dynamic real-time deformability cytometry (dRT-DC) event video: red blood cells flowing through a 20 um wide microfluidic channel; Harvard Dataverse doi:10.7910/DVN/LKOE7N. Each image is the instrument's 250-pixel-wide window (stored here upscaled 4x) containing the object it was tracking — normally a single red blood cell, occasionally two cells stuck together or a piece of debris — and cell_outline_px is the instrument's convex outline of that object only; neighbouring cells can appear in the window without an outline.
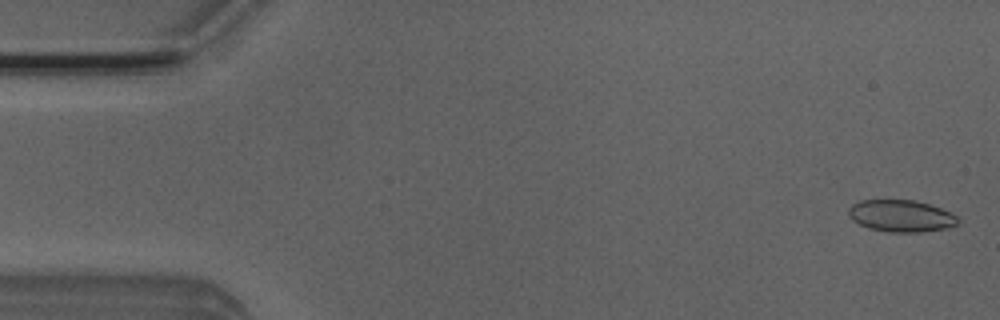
{"species": "Egyptian fruit bat (a non-hibernating species)", "species_latin": "Rousettus aegyptiacus", "temperature_condition": "room temperature", "stored_images_in_passage": 32, "camera_frame_rate_fps": 3000, "um_per_image_px": 0.085, "animal": {"sex": "male"}, "frame": {"image": 1, "passage_image": 2, "time_ms": 0.333, "image_size_px": [1000, 320], "cell_outline_px": [[960, 224], [944, 228], [920, 232], [888, 232], [868, 228], [852, 220], [848, 216], [848, 208], [852, 204], [860, 200], [912, 200], [928, 204], [940, 208], [956, 216], [960, 220]], "centroid_in_image_um": [76.55, 18.35], "position_along_channel_um": 8.4, "area_um2": 20.29}}
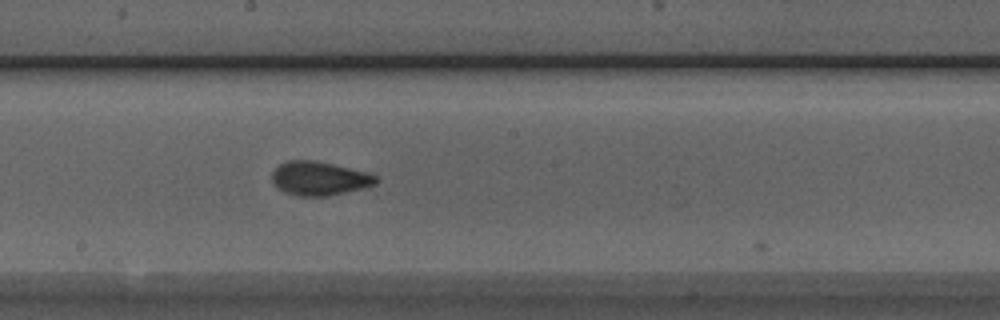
{"frame": {"image": 2, "passage_image": 28, "time_ms": 9.0, "image_size_px": [1000, 320], "cell_outline_px": [[380, 180], [376, 184], [364, 188], [328, 196], [296, 196], [284, 192], [276, 188], [272, 184], [272, 172], [280, 164], [288, 160], [316, 160], [368, 172], [376, 176]], "centroid_in_image_um": [27.14, 15.17], "position_along_channel_um": 221.1, "area_um2": 20.81}}
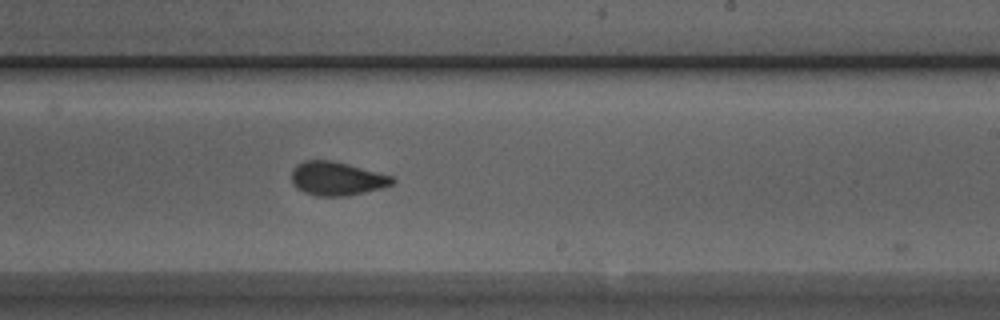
{"frame": {"image": 3, "passage_image": 31, "time_ms": 10.0, "image_size_px": [1000, 320], "cell_outline_px": [[396, 180], [392, 184], [380, 188], [348, 196], [316, 196], [304, 192], [296, 188], [292, 184], [292, 168], [296, 164], [304, 160], [332, 160], [348, 164], [392, 176]], "centroid_in_image_um": [28.59, 15.18], "position_along_channel_um": 260.4, "area_um2": 19.83}}